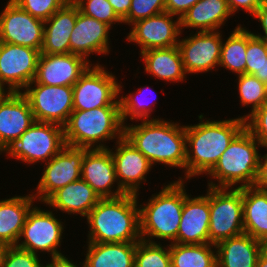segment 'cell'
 <instances>
[{"mask_svg": "<svg viewBox=\"0 0 267 267\" xmlns=\"http://www.w3.org/2000/svg\"><path fill=\"white\" fill-rule=\"evenodd\" d=\"M64 222L55 216L54 210H43L36 204L28 212L17 247L40 255L49 254L50 260L64 257L61 253ZM40 253V254H38Z\"/></svg>", "mask_w": 267, "mask_h": 267, "instance_id": "7", "label": "cell"}, {"mask_svg": "<svg viewBox=\"0 0 267 267\" xmlns=\"http://www.w3.org/2000/svg\"><path fill=\"white\" fill-rule=\"evenodd\" d=\"M199 1L200 0H165V12L181 19L184 14Z\"/></svg>", "mask_w": 267, "mask_h": 267, "instance_id": "43", "label": "cell"}, {"mask_svg": "<svg viewBox=\"0 0 267 267\" xmlns=\"http://www.w3.org/2000/svg\"><path fill=\"white\" fill-rule=\"evenodd\" d=\"M204 117L201 113L199 123L185 125L186 181L203 174L206 176L245 127V120L239 117L216 121Z\"/></svg>", "mask_w": 267, "mask_h": 267, "instance_id": "2", "label": "cell"}, {"mask_svg": "<svg viewBox=\"0 0 267 267\" xmlns=\"http://www.w3.org/2000/svg\"><path fill=\"white\" fill-rule=\"evenodd\" d=\"M238 24L227 39L222 41L221 57L219 68L235 73L236 75L245 73L246 49H247V29L244 25Z\"/></svg>", "mask_w": 267, "mask_h": 267, "instance_id": "32", "label": "cell"}, {"mask_svg": "<svg viewBox=\"0 0 267 267\" xmlns=\"http://www.w3.org/2000/svg\"><path fill=\"white\" fill-rule=\"evenodd\" d=\"M172 267H217L215 244H170Z\"/></svg>", "mask_w": 267, "mask_h": 267, "instance_id": "31", "label": "cell"}, {"mask_svg": "<svg viewBox=\"0 0 267 267\" xmlns=\"http://www.w3.org/2000/svg\"><path fill=\"white\" fill-rule=\"evenodd\" d=\"M109 148L115 165L119 186L126 194L140 195L141 184H145L152 164L124 136ZM113 149V150H112Z\"/></svg>", "mask_w": 267, "mask_h": 267, "instance_id": "17", "label": "cell"}, {"mask_svg": "<svg viewBox=\"0 0 267 267\" xmlns=\"http://www.w3.org/2000/svg\"><path fill=\"white\" fill-rule=\"evenodd\" d=\"M101 198L82 178L55 191L43 204L52 210L86 218Z\"/></svg>", "mask_w": 267, "mask_h": 267, "instance_id": "24", "label": "cell"}, {"mask_svg": "<svg viewBox=\"0 0 267 267\" xmlns=\"http://www.w3.org/2000/svg\"><path fill=\"white\" fill-rule=\"evenodd\" d=\"M72 87L74 110L120 106L118 78L103 64L93 63Z\"/></svg>", "mask_w": 267, "mask_h": 267, "instance_id": "10", "label": "cell"}, {"mask_svg": "<svg viewBox=\"0 0 267 267\" xmlns=\"http://www.w3.org/2000/svg\"><path fill=\"white\" fill-rule=\"evenodd\" d=\"M244 233L267 246V192L242 187Z\"/></svg>", "mask_w": 267, "mask_h": 267, "instance_id": "30", "label": "cell"}, {"mask_svg": "<svg viewBox=\"0 0 267 267\" xmlns=\"http://www.w3.org/2000/svg\"><path fill=\"white\" fill-rule=\"evenodd\" d=\"M217 267H256L266 245L248 234H241L218 242Z\"/></svg>", "mask_w": 267, "mask_h": 267, "instance_id": "25", "label": "cell"}, {"mask_svg": "<svg viewBox=\"0 0 267 267\" xmlns=\"http://www.w3.org/2000/svg\"><path fill=\"white\" fill-rule=\"evenodd\" d=\"M81 178L100 198H116L126 194L118 184L114 161L109 149H88L85 152Z\"/></svg>", "mask_w": 267, "mask_h": 267, "instance_id": "19", "label": "cell"}, {"mask_svg": "<svg viewBox=\"0 0 267 267\" xmlns=\"http://www.w3.org/2000/svg\"><path fill=\"white\" fill-rule=\"evenodd\" d=\"M264 0H226L232 15L244 11L252 17Z\"/></svg>", "mask_w": 267, "mask_h": 267, "instance_id": "42", "label": "cell"}, {"mask_svg": "<svg viewBox=\"0 0 267 267\" xmlns=\"http://www.w3.org/2000/svg\"><path fill=\"white\" fill-rule=\"evenodd\" d=\"M110 30L102 21L81 13L77 7V17L70 36V53L84 57L91 63V54L108 55L110 53Z\"/></svg>", "mask_w": 267, "mask_h": 267, "instance_id": "21", "label": "cell"}, {"mask_svg": "<svg viewBox=\"0 0 267 267\" xmlns=\"http://www.w3.org/2000/svg\"><path fill=\"white\" fill-rule=\"evenodd\" d=\"M68 258L69 257L66 255L64 257L51 259L50 262L46 263L47 267H85L84 261L77 265V263H75L72 259Z\"/></svg>", "mask_w": 267, "mask_h": 267, "instance_id": "47", "label": "cell"}, {"mask_svg": "<svg viewBox=\"0 0 267 267\" xmlns=\"http://www.w3.org/2000/svg\"><path fill=\"white\" fill-rule=\"evenodd\" d=\"M36 199L30 192L26 196L15 195L0 200V241L7 246L16 245L28 212Z\"/></svg>", "mask_w": 267, "mask_h": 267, "instance_id": "27", "label": "cell"}, {"mask_svg": "<svg viewBox=\"0 0 267 267\" xmlns=\"http://www.w3.org/2000/svg\"><path fill=\"white\" fill-rule=\"evenodd\" d=\"M31 16L41 20L49 19L69 0H12Z\"/></svg>", "mask_w": 267, "mask_h": 267, "instance_id": "40", "label": "cell"}, {"mask_svg": "<svg viewBox=\"0 0 267 267\" xmlns=\"http://www.w3.org/2000/svg\"><path fill=\"white\" fill-rule=\"evenodd\" d=\"M40 54L34 48L1 42L0 86L8 92H22L35 78Z\"/></svg>", "mask_w": 267, "mask_h": 267, "instance_id": "14", "label": "cell"}, {"mask_svg": "<svg viewBox=\"0 0 267 267\" xmlns=\"http://www.w3.org/2000/svg\"><path fill=\"white\" fill-rule=\"evenodd\" d=\"M7 247L8 246L5 243L0 241V267H1L3 256H4V253Z\"/></svg>", "mask_w": 267, "mask_h": 267, "instance_id": "50", "label": "cell"}, {"mask_svg": "<svg viewBox=\"0 0 267 267\" xmlns=\"http://www.w3.org/2000/svg\"><path fill=\"white\" fill-rule=\"evenodd\" d=\"M130 27L126 39L129 43L137 44L140 53L149 49L177 46L183 34L180 18L168 12L138 20Z\"/></svg>", "mask_w": 267, "mask_h": 267, "instance_id": "15", "label": "cell"}, {"mask_svg": "<svg viewBox=\"0 0 267 267\" xmlns=\"http://www.w3.org/2000/svg\"><path fill=\"white\" fill-rule=\"evenodd\" d=\"M139 195L101 198L86 217L87 242H138L140 234Z\"/></svg>", "mask_w": 267, "mask_h": 267, "instance_id": "3", "label": "cell"}, {"mask_svg": "<svg viewBox=\"0 0 267 267\" xmlns=\"http://www.w3.org/2000/svg\"><path fill=\"white\" fill-rule=\"evenodd\" d=\"M85 267H134L136 242H86Z\"/></svg>", "mask_w": 267, "mask_h": 267, "instance_id": "29", "label": "cell"}, {"mask_svg": "<svg viewBox=\"0 0 267 267\" xmlns=\"http://www.w3.org/2000/svg\"><path fill=\"white\" fill-rule=\"evenodd\" d=\"M0 13V40L3 43L42 49L44 20L31 16L9 0Z\"/></svg>", "mask_w": 267, "mask_h": 267, "instance_id": "16", "label": "cell"}, {"mask_svg": "<svg viewBox=\"0 0 267 267\" xmlns=\"http://www.w3.org/2000/svg\"><path fill=\"white\" fill-rule=\"evenodd\" d=\"M88 148L66 145L52 159L44 163L43 173L32 195L44 203L55 191L81 179V167ZM36 191V192H35Z\"/></svg>", "mask_w": 267, "mask_h": 267, "instance_id": "11", "label": "cell"}, {"mask_svg": "<svg viewBox=\"0 0 267 267\" xmlns=\"http://www.w3.org/2000/svg\"><path fill=\"white\" fill-rule=\"evenodd\" d=\"M92 65L76 54H40L36 75L31 83L73 86Z\"/></svg>", "mask_w": 267, "mask_h": 267, "instance_id": "18", "label": "cell"}, {"mask_svg": "<svg viewBox=\"0 0 267 267\" xmlns=\"http://www.w3.org/2000/svg\"><path fill=\"white\" fill-rule=\"evenodd\" d=\"M66 146L63 126L35 121L5 152L6 157L31 165L52 159Z\"/></svg>", "mask_w": 267, "mask_h": 267, "instance_id": "8", "label": "cell"}, {"mask_svg": "<svg viewBox=\"0 0 267 267\" xmlns=\"http://www.w3.org/2000/svg\"><path fill=\"white\" fill-rule=\"evenodd\" d=\"M185 180L169 181L162 189L139 204L141 240L150 243H174L177 239L185 198L189 195ZM156 238V239H155ZM157 240V241H155Z\"/></svg>", "mask_w": 267, "mask_h": 267, "instance_id": "4", "label": "cell"}, {"mask_svg": "<svg viewBox=\"0 0 267 267\" xmlns=\"http://www.w3.org/2000/svg\"><path fill=\"white\" fill-rule=\"evenodd\" d=\"M165 12V0H131L128 15L123 24L131 26L138 20Z\"/></svg>", "mask_w": 267, "mask_h": 267, "instance_id": "37", "label": "cell"}, {"mask_svg": "<svg viewBox=\"0 0 267 267\" xmlns=\"http://www.w3.org/2000/svg\"><path fill=\"white\" fill-rule=\"evenodd\" d=\"M41 256L31 253L16 245L8 246L5 250L1 267H47Z\"/></svg>", "mask_w": 267, "mask_h": 267, "instance_id": "39", "label": "cell"}, {"mask_svg": "<svg viewBox=\"0 0 267 267\" xmlns=\"http://www.w3.org/2000/svg\"><path fill=\"white\" fill-rule=\"evenodd\" d=\"M262 148L267 150V146ZM253 186L267 192V153L264 155L260 153L257 176Z\"/></svg>", "mask_w": 267, "mask_h": 267, "instance_id": "44", "label": "cell"}, {"mask_svg": "<svg viewBox=\"0 0 267 267\" xmlns=\"http://www.w3.org/2000/svg\"><path fill=\"white\" fill-rule=\"evenodd\" d=\"M253 75L267 85V59H265L260 69L257 70Z\"/></svg>", "mask_w": 267, "mask_h": 267, "instance_id": "48", "label": "cell"}, {"mask_svg": "<svg viewBox=\"0 0 267 267\" xmlns=\"http://www.w3.org/2000/svg\"><path fill=\"white\" fill-rule=\"evenodd\" d=\"M63 130L68 146L109 149L111 147L106 145V141L115 139L116 142L124 136L120 106L73 110Z\"/></svg>", "mask_w": 267, "mask_h": 267, "instance_id": "6", "label": "cell"}, {"mask_svg": "<svg viewBox=\"0 0 267 267\" xmlns=\"http://www.w3.org/2000/svg\"><path fill=\"white\" fill-rule=\"evenodd\" d=\"M146 86L147 85H145L144 88L141 86V88H139V89L137 88L136 92L135 91L132 93L130 92V94L123 96L120 94H122L121 92L123 90L122 88L124 87V85L122 84L121 81L119 82V98L118 99H119V103H120L121 119H122V122L124 125L126 124L128 118H129V121L131 120V122L133 120H135V121H137V120L138 121L150 120V118L151 119H162L161 117L160 118L159 117L154 118L151 114L152 112H155L154 105L157 104L156 103V97L152 99L155 102L147 99L148 97L145 95H146V93L149 92V90L151 88H149V86H147V87ZM151 92H149V93H151ZM153 92H155V91H153ZM142 98H144V99L146 98V99L144 100ZM146 100H148L149 102Z\"/></svg>", "mask_w": 267, "mask_h": 267, "instance_id": "33", "label": "cell"}, {"mask_svg": "<svg viewBox=\"0 0 267 267\" xmlns=\"http://www.w3.org/2000/svg\"><path fill=\"white\" fill-rule=\"evenodd\" d=\"M193 33L179 39L177 44L185 72L198 75L216 71L221 57L222 30Z\"/></svg>", "mask_w": 267, "mask_h": 267, "instance_id": "13", "label": "cell"}, {"mask_svg": "<svg viewBox=\"0 0 267 267\" xmlns=\"http://www.w3.org/2000/svg\"><path fill=\"white\" fill-rule=\"evenodd\" d=\"M8 93L7 89L0 86V101L4 98V96Z\"/></svg>", "mask_w": 267, "mask_h": 267, "instance_id": "51", "label": "cell"}, {"mask_svg": "<svg viewBox=\"0 0 267 267\" xmlns=\"http://www.w3.org/2000/svg\"><path fill=\"white\" fill-rule=\"evenodd\" d=\"M260 148L262 146L259 141L244 127L206 175L210 178L207 180V186L213 188L253 186L258 171Z\"/></svg>", "mask_w": 267, "mask_h": 267, "instance_id": "5", "label": "cell"}, {"mask_svg": "<svg viewBox=\"0 0 267 267\" xmlns=\"http://www.w3.org/2000/svg\"><path fill=\"white\" fill-rule=\"evenodd\" d=\"M209 243L236 237L244 233L241 188L209 187Z\"/></svg>", "mask_w": 267, "mask_h": 267, "instance_id": "9", "label": "cell"}, {"mask_svg": "<svg viewBox=\"0 0 267 267\" xmlns=\"http://www.w3.org/2000/svg\"><path fill=\"white\" fill-rule=\"evenodd\" d=\"M77 17V5L69 0L44 21L41 54L70 53V36Z\"/></svg>", "mask_w": 267, "mask_h": 267, "instance_id": "23", "label": "cell"}, {"mask_svg": "<svg viewBox=\"0 0 267 267\" xmlns=\"http://www.w3.org/2000/svg\"><path fill=\"white\" fill-rule=\"evenodd\" d=\"M134 267H172L170 244L136 242Z\"/></svg>", "mask_w": 267, "mask_h": 267, "instance_id": "35", "label": "cell"}, {"mask_svg": "<svg viewBox=\"0 0 267 267\" xmlns=\"http://www.w3.org/2000/svg\"><path fill=\"white\" fill-rule=\"evenodd\" d=\"M206 191L205 195L191 197L190 194L185 198L177 239L174 243H209V186Z\"/></svg>", "mask_w": 267, "mask_h": 267, "instance_id": "22", "label": "cell"}, {"mask_svg": "<svg viewBox=\"0 0 267 267\" xmlns=\"http://www.w3.org/2000/svg\"><path fill=\"white\" fill-rule=\"evenodd\" d=\"M256 267H267V246L264 248V250L259 255Z\"/></svg>", "mask_w": 267, "mask_h": 267, "instance_id": "49", "label": "cell"}, {"mask_svg": "<svg viewBox=\"0 0 267 267\" xmlns=\"http://www.w3.org/2000/svg\"><path fill=\"white\" fill-rule=\"evenodd\" d=\"M124 125V137L152 164L181 168L186 181V134L185 125L177 121L150 119ZM173 121V122H172ZM138 123V124H137Z\"/></svg>", "mask_w": 267, "mask_h": 267, "instance_id": "1", "label": "cell"}, {"mask_svg": "<svg viewBox=\"0 0 267 267\" xmlns=\"http://www.w3.org/2000/svg\"><path fill=\"white\" fill-rule=\"evenodd\" d=\"M35 122L22 92H8L0 101V155L5 153Z\"/></svg>", "mask_w": 267, "mask_h": 267, "instance_id": "20", "label": "cell"}, {"mask_svg": "<svg viewBox=\"0 0 267 267\" xmlns=\"http://www.w3.org/2000/svg\"><path fill=\"white\" fill-rule=\"evenodd\" d=\"M231 16L226 0H200L180 19L181 31L185 28L196 32L220 30Z\"/></svg>", "mask_w": 267, "mask_h": 267, "instance_id": "28", "label": "cell"}, {"mask_svg": "<svg viewBox=\"0 0 267 267\" xmlns=\"http://www.w3.org/2000/svg\"><path fill=\"white\" fill-rule=\"evenodd\" d=\"M267 59V44L247 30L245 74L253 75Z\"/></svg>", "mask_w": 267, "mask_h": 267, "instance_id": "38", "label": "cell"}, {"mask_svg": "<svg viewBox=\"0 0 267 267\" xmlns=\"http://www.w3.org/2000/svg\"><path fill=\"white\" fill-rule=\"evenodd\" d=\"M113 7L115 13L123 20L129 13L131 0H107Z\"/></svg>", "mask_w": 267, "mask_h": 267, "instance_id": "46", "label": "cell"}, {"mask_svg": "<svg viewBox=\"0 0 267 267\" xmlns=\"http://www.w3.org/2000/svg\"><path fill=\"white\" fill-rule=\"evenodd\" d=\"M237 90L240 98V105L244 108L251 107L249 113L239 118L246 120L256 110L267 102V85L261 82L256 76L250 74L236 75Z\"/></svg>", "mask_w": 267, "mask_h": 267, "instance_id": "34", "label": "cell"}, {"mask_svg": "<svg viewBox=\"0 0 267 267\" xmlns=\"http://www.w3.org/2000/svg\"><path fill=\"white\" fill-rule=\"evenodd\" d=\"M35 121L64 126L73 109V87L30 83L22 91Z\"/></svg>", "mask_w": 267, "mask_h": 267, "instance_id": "12", "label": "cell"}, {"mask_svg": "<svg viewBox=\"0 0 267 267\" xmlns=\"http://www.w3.org/2000/svg\"><path fill=\"white\" fill-rule=\"evenodd\" d=\"M79 11L87 16L102 21L113 28V25L123 23V20L115 13L112 5L107 0H72Z\"/></svg>", "mask_w": 267, "mask_h": 267, "instance_id": "36", "label": "cell"}, {"mask_svg": "<svg viewBox=\"0 0 267 267\" xmlns=\"http://www.w3.org/2000/svg\"><path fill=\"white\" fill-rule=\"evenodd\" d=\"M245 127L262 147L267 146V102L245 120Z\"/></svg>", "mask_w": 267, "mask_h": 267, "instance_id": "41", "label": "cell"}, {"mask_svg": "<svg viewBox=\"0 0 267 267\" xmlns=\"http://www.w3.org/2000/svg\"><path fill=\"white\" fill-rule=\"evenodd\" d=\"M253 17L261 24L260 27L262 28L263 34H261V32L254 33V31L252 32V34L260 38L267 44V0H264L262 2L252 18Z\"/></svg>", "mask_w": 267, "mask_h": 267, "instance_id": "45", "label": "cell"}, {"mask_svg": "<svg viewBox=\"0 0 267 267\" xmlns=\"http://www.w3.org/2000/svg\"><path fill=\"white\" fill-rule=\"evenodd\" d=\"M143 60L144 72L167 83L186 81L183 61L178 46L149 49L140 53Z\"/></svg>", "mask_w": 267, "mask_h": 267, "instance_id": "26", "label": "cell"}]
</instances>
